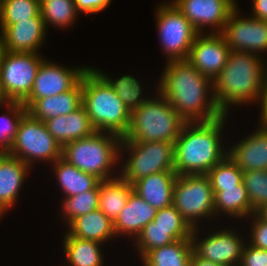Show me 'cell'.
Instances as JSON below:
<instances>
[{
    "label": "cell",
    "mask_w": 267,
    "mask_h": 266,
    "mask_svg": "<svg viewBox=\"0 0 267 266\" xmlns=\"http://www.w3.org/2000/svg\"><path fill=\"white\" fill-rule=\"evenodd\" d=\"M156 90L186 122L211 121L223 114L216 106L212 80L188 60L167 61Z\"/></svg>",
    "instance_id": "1"
},
{
    "label": "cell",
    "mask_w": 267,
    "mask_h": 266,
    "mask_svg": "<svg viewBox=\"0 0 267 266\" xmlns=\"http://www.w3.org/2000/svg\"><path fill=\"white\" fill-rule=\"evenodd\" d=\"M228 115L211 121L186 122L174 142L177 175H206L226 155L222 131Z\"/></svg>",
    "instance_id": "2"
},
{
    "label": "cell",
    "mask_w": 267,
    "mask_h": 266,
    "mask_svg": "<svg viewBox=\"0 0 267 266\" xmlns=\"http://www.w3.org/2000/svg\"><path fill=\"white\" fill-rule=\"evenodd\" d=\"M262 56L244 51H231L227 63L212 81L216 106L229 115L231 106L258 103L267 73Z\"/></svg>",
    "instance_id": "3"
},
{
    "label": "cell",
    "mask_w": 267,
    "mask_h": 266,
    "mask_svg": "<svg viewBox=\"0 0 267 266\" xmlns=\"http://www.w3.org/2000/svg\"><path fill=\"white\" fill-rule=\"evenodd\" d=\"M82 105L96 131L124 137L130 126L131 112L108 81L89 66L82 76Z\"/></svg>",
    "instance_id": "4"
},
{
    "label": "cell",
    "mask_w": 267,
    "mask_h": 266,
    "mask_svg": "<svg viewBox=\"0 0 267 266\" xmlns=\"http://www.w3.org/2000/svg\"><path fill=\"white\" fill-rule=\"evenodd\" d=\"M121 142L122 137L114 133L95 131L88 137L66 143L62 147V158L100 180L112 179L119 176L113 174V169L119 159L122 160Z\"/></svg>",
    "instance_id": "5"
},
{
    "label": "cell",
    "mask_w": 267,
    "mask_h": 266,
    "mask_svg": "<svg viewBox=\"0 0 267 266\" xmlns=\"http://www.w3.org/2000/svg\"><path fill=\"white\" fill-rule=\"evenodd\" d=\"M131 112L130 126L122 141L175 142L186 121L158 91Z\"/></svg>",
    "instance_id": "6"
},
{
    "label": "cell",
    "mask_w": 267,
    "mask_h": 266,
    "mask_svg": "<svg viewBox=\"0 0 267 266\" xmlns=\"http://www.w3.org/2000/svg\"><path fill=\"white\" fill-rule=\"evenodd\" d=\"M127 154L119 175L127 182L159 172L174 171V142L122 141L120 154Z\"/></svg>",
    "instance_id": "7"
},
{
    "label": "cell",
    "mask_w": 267,
    "mask_h": 266,
    "mask_svg": "<svg viewBox=\"0 0 267 266\" xmlns=\"http://www.w3.org/2000/svg\"><path fill=\"white\" fill-rule=\"evenodd\" d=\"M8 154L33 167L36 162H51L62 157V146L47 131L43 121L28 112L19 122L17 133Z\"/></svg>",
    "instance_id": "8"
},
{
    "label": "cell",
    "mask_w": 267,
    "mask_h": 266,
    "mask_svg": "<svg viewBox=\"0 0 267 266\" xmlns=\"http://www.w3.org/2000/svg\"><path fill=\"white\" fill-rule=\"evenodd\" d=\"M173 206L192 229L202 219L215 217L214 194L207 175H177Z\"/></svg>",
    "instance_id": "9"
},
{
    "label": "cell",
    "mask_w": 267,
    "mask_h": 266,
    "mask_svg": "<svg viewBox=\"0 0 267 266\" xmlns=\"http://www.w3.org/2000/svg\"><path fill=\"white\" fill-rule=\"evenodd\" d=\"M155 20L158 39L167 61L187 60L190 48L199 34L194 26L171 1L158 4Z\"/></svg>",
    "instance_id": "10"
},
{
    "label": "cell",
    "mask_w": 267,
    "mask_h": 266,
    "mask_svg": "<svg viewBox=\"0 0 267 266\" xmlns=\"http://www.w3.org/2000/svg\"><path fill=\"white\" fill-rule=\"evenodd\" d=\"M44 58L40 53L3 50L0 57V86L9 101L23 103L28 98Z\"/></svg>",
    "instance_id": "11"
},
{
    "label": "cell",
    "mask_w": 267,
    "mask_h": 266,
    "mask_svg": "<svg viewBox=\"0 0 267 266\" xmlns=\"http://www.w3.org/2000/svg\"><path fill=\"white\" fill-rule=\"evenodd\" d=\"M199 228H194L191 233L193 251L199 257L223 266L240 265L246 237L237 234L232 227H225L199 238Z\"/></svg>",
    "instance_id": "12"
},
{
    "label": "cell",
    "mask_w": 267,
    "mask_h": 266,
    "mask_svg": "<svg viewBox=\"0 0 267 266\" xmlns=\"http://www.w3.org/2000/svg\"><path fill=\"white\" fill-rule=\"evenodd\" d=\"M239 11L238 6L232 11L220 34L231 51L260 56L267 51V20L241 16Z\"/></svg>",
    "instance_id": "13"
},
{
    "label": "cell",
    "mask_w": 267,
    "mask_h": 266,
    "mask_svg": "<svg viewBox=\"0 0 267 266\" xmlns=\"http://www.w3.org/2000/svg\"><path fill=\"white\" fill-rule=\"evenodd\" d=\"M89 67L69 68L43 59L35 77L31 93L23 102L27 109L35 100L52 97L71 90Z\"/></svg>",
    "instance_id": "14"
},
{
    "label": "cell",
    "mask_w": 267,
    "mask_h": 266,
    "mask_svg": "<svg viewBox=\"0 0 267 266\" xmlns=\"http://www.w3.org/2000/svg\"><path fill=\"white\" fill-rule=\"evenodd\" d=\"M194 26L198 33H221L232 11L239 6L236 0H171ZM212 29V30H211Z\"/></svg>",
    "instance_id": "15"
},
{
    "label": "cell",
    "mask_w": 267,
    "mask_h": 266,
    "mask_svg": "<svg viewBox=\"0 0 267 266\" xmlns=\"http://www.w3.org/2000/svg\"><path fill=\"white\" fill-rule=\"evenodd\" d=\"M231 50L220 33H199L190 48L187 60L212 81L227 63Z\"/></svg>",
    "instance_id": "16"
},
{
    "label": "cell",
    "mask_w": 267,
    "mask_h": 266,
    "mask_svg": "<svg viewBox=\"0 0 267 266\" xmlns=\"http://www.w3.org/2000/svg\"><path fill=\"white\" fill-rule=\"evenodd\" d=\"M3 50L38 53L45 42L47 28L41 13L31 20H20L12 25H0Z\"/></svg>",
    "instance_id": "17"
},
{
    "label": "cell",
    "mask_w": 267,
    "mask_h": 266,
    "mask_svg": "<svg viewBox=\"0 0 267 266\" xmlns=\"http://www.w3.org/2000/svg\"><path fill=\"white\" fill-rule=\"evenodd\" d=\"M257 127L228 149V156L243 172L267 170V126Z\"/></svg>",
    "instance_id": "18"
},
{
    "label": "cell",
    "mask_w": 267,
    "mask_h": 266,
    "mask_svg": "<svg viewBox=\"0 0 267 266\" xmlns=\"http://www.w3.org/2000/svg\"><path fill=\"white\" fill-rule=\"evenodd\" d=\"M30 169L29 165L15 156L0 153V220L18 201L21 187Z\"/></svg>",
    "instance_id": "19"
},
{
    "label": "cell",
    "mask_w": 267,
    "mask_h": 266,
    "mask_svg": "<svg viewBox=\"0 0 267 266\" xmlns=\"http://www.w3.org/2000/svg\"><path fill=\"white\" fill-rule=\"evenodd\" d=\"M156 213V208L132 191L124 209L113 222L116 238L124 235L135 240L143 228L154 220Z\"/></svg>",
    "instance_id": "20"
},
{
    "label": "cell",
    "mask_w": 267,
    "mask_h": 266,
    "mask_svg": "<svg viewBox=\"0 0 267 266\" xmlns=\"http://www.w3.org/2000/svg\"><path fill=\"white\" fill-rule=\"evenodd\" d=\"M43 122L47 131L62 147L68 142L88 137L96 131L83 105L69 114Z\"/></svg>",
    "instance_id": "21"
},
{
    "label": "cell",
    "mask_w": 267,
    "mask_h": 266,
    "mask_svg": "<svg viewBox=\"0 0 267 266\" xmlns=\"http://www.w3.org/2000/svg\"><path fill=\"white\" fill-rule=\"evenodd\" d=\"M177 179L175 171L155 173L133 183V191L154 208L173 205V190Z\"/></svg>",
    "instance_id": "22"
},
{
    "label": "cell",
    "mask_w": 267,
    "mask_h": 266,
    "mask_svg": "<svg viewBox=\"0 0 267 266\" xmlns=\"http://www.w3.org/2000/svg\"><path fill=\"white\" fill-rule=\"evenodd\" d=\"M82 105V78L69 91L35 100L27 112L37 120L48 119L69 114Z\"/></svg>",
    "instance_id": "23"
},
{
    "label": "cell",
    "mask_w": 267,
    "mask_h": 266,
    "mask_svg": "<svg viewBox=\"0 0 267 266\" xmlns=\"http://www.w3.org/2000/svg\"><path fill=\"white\" fill-rule=\"evenodd\" d=\"M65 235L79 239L108 242L116 238L113 221L99 209L75 218L69 225Z\"/></svg>",
    "instance_id": "24"
},
{
    "label": "cell",
    "mask_w": 267,
    "mask_h": 266,
    "mask_svg": "<svg viewBox=\"0 0 267 266\" xmlns=\"http://www.w3.org/2000/svg\"><path fill=\"white\" fill-rule=\"evenodd\" d=\"M50 165H53L52 172L56 175L58 186L63 190L64 198L99 189V178L77 169L62 157Z\"/></svg>",
    "instance_id": "25"
},
{
    "label": "cell",
    "mask_w": 267,
    "mask_h": 266,
    "mask_svg": "<svg viewBox=\"0 0 267 266\" xmlns=\"http://www.w3.org/2000/svg\"><path fill=\"white\" fill-rule=\"evenodd\" d=\"M133 184L124 180L120 175L99 182V210L113 222L124 209Z\"/></svg>",
    "instance_id": "26"
},
{
    "label": "cell",
    "mask_w": 267,
    "mask_h": 266,
    "mask_svg": "<svg viewBox=\"0 0 267 266\" xmlns=\"http://www.w3.org/2000/svg\"><path fill=\"white\" fill-rule=\"evenodd\" d=\"M215 217L226 214L230 218H247L255 211L250 205L247 190L242 182L237 187L224 188L222 191H213ZM244 217V218H243Z\"/></svg>",
    "instance_id": "27"
},
{
    "label": "cell",
    "mask_w": 267,
    "mask_h": 266,
    "mask_svg": "<svg viewBox=\"0 0 267 266\" xmlns=\"http://www.w3.org/2000/svg\"><path fill=\"white\" fill-rule=\"evenodd\" d=\"M63 251L69 266H104L103 243L64 235Z\"/></svg>",
    "instance_id": "28"
},
{
    "label": "cell",
    "mask_w": 267,
    "mask_h": 266,
    "mask_svg": "<svg viewBox=\"0 0 267 266\" xmlns=\"http://www.w3.org/2000/svg\"><path fill=\"white\" fill-rule=\"evenodd\" d=\"M193 229H162L152 221L148 223L134 241V247L142 259L149 251L172 244L174 241L191 239ZM136 245V246H135Z\"/></svg>",
    "instance_id": "29"
},
{
    "label": "cell",
    "mask_w": 267,
    "mask_h": 266,
    "mask_svg": "<svg viewBox=\"0 0 267 266\" xmlns=\"http://www.w3.org/2000/svg\"><path fill=\"white\" fill-rule=\"evenodd\" d=\"M192 252V240L183 239L153 249L141 260L144 266H189Z\"/></svg>",
    "instance_id": "30"
},
{
    "label": "cell",
    "mask_w": 267,
    "mask_h": 266,
    "mask_svg": "<svg viewBox=\"0 0 267 266\" xmlns=\"http://www.w3.org/2000/svg\"><path fill=\"white\" fill-rule=\"evenodd\" d=\"M40 10L46 28L52 25L58 29L69 28L80 14L74 0H40Z\"/></svg>",
    "instance_id": "31"
},
{
    "label": "cell",
    "mask_w": 267,
    "mask_h": 266,
    "mask_svg": "<svg viewBox=\"0 0 267 266\" xmlns=\"http://www.w3.org/2000/svg\"><path fill=\"white\" fill-rule=\"evenodd\" d=\"M96 70L108 81L114 92L123 101L130 112L139 108L150 98V96H142L143 86L136 77L126 74L119 78L116 77L114 80L110 78L107 73H103L104 71H101L99 68Z\"/></svg>",
    "instance_id": "32"
},
{
    "label": "cell",
    "mask_w": 267,
    "mask_h": 266,
    "mask_svg": "<svg viewBox=\"0 0 267 266\" xmlns=\"http://www.w3.org/2000/svg\"><path fill=\"white\" fill-rule=\"evenodd\" d=\"M62 221L69 225L75 218L99 208V189H92L82 194L65 197L61 201Z\"/></svg>",
    "instance_id": "33"
},
{
    "label": "cell",
    "mask_w": 267,
    "mask_h": 266,
    "mask_svg": "<svg viewBox=\"0 0 267 266\" xmlns=\"http://www.w3.org/2000/svg\"><path fill=\"white\" fill-rule=\"evenodd\" d=\"M40 13V0H0V25L31 20Z\"/></svg>",
    "instance_id": "34"
},
{
    "label": "cell",
    "mask_w": 267,
    "mask_h": 266,
    "mask_svg": "<svg viewBox=\"0 0 267 266\" xmlns=\"http://www.w3.org/2000/svg\"><path fill=\"white\" fill-rule=\"evenodd\" d=\"M243 171L226 155L206 175L209 178L213 191H222L224 188L237 187L243 182Z\"/></svg>",
    "instance_id": "35"
},
{
    "label": "cell",
    "mask_w": 267,
    "mask_h": 266,
    "mask_svg": "<svg viewBox=\"0 0 267 266\" xmlns=\"http://www.w3.org/2000/svg\"><path fill=\"white\" fill-rule=\"evenodd\" d=\"M4 108L7 109L5 110L7 112L0 116V153L9 152L15 139L19 122L27 113V109L21 102L10 101Z\"/></svg>",
    "instance_id": "36"
},
{
    "label": "cell",
    "mask_w": 267,
    "mask_h": 266,
    "mask_svg": "<svg viewBox=\"0 0 267 266\" xmlns=\"http://www.w3.org/2000/svg\"><path fill=\"white\" fill-rule=\"evenodd\" d=\"M243 183L247 190L250 205L257 212L267 204V170L244 172Z\"/></svg>",
    "instance_id": "37"
},
{
    "label": "cell",
    "mask_w": 267,
    "mask_h": 266,
    "mask_svg": "<svg viewBox=\"0 0 267 266\" xmlns=\"http://www.w3.org/2000/svg\"><path fill=\"white\" fill-rule=\"evenodd\" d=\"M153 222L162 229H192L173 205L158 209Z\"/></svg>",
    "instance_id": "38"
},
{
    "label": "cell",
    "mask_w": 267,
    "mask_h": 266,
    "mask_svg": "<svg viewBox=\"0 0 267 266\" xmlns=\"http://www.w3.org/2000/svg\"><path fill=\"white\" fill-rule=\"evenodd\" d=\"M250 234L248 236L249 244L258 247L260 249H267V220L261 217L257 212H254L251 216Z\"/></svg>",
    "instance_id": "39"
},
{
    "label": "cell",
    "mask_w": 267,
    "mask_h": 266,
    "mask_svg": "<svg viewBox=\"0 0 267 266\" xmlns=\"http://www.w3.org/2000/svg\"><path fill=\"white\" fill-rule=\"evenodd\" d=\"M239 266H267V249L245 243Z\"/></svg>",
    "instance_id": "40"
},
{
    "label": "cell",
    "mask_w": 267,
    "mask_h": 266,
    "mask_svg": "<svg viewBox=\"0 0 267 266\" xmlns=\"http://www.w3.org/2000/svg\"><path fill=\"white\" fill-rule=\"evenodd\" d=\"M74 2L79 13L90 15L99 13L108 8L112 0H74Z\"/></svg>",
    "instance_id": "41"
},
{
    "label": "cell",
    "mask_w": 267,
    "mask_h": 266,
    "mask_svg": "<svg viewBox=\"0 0 267 266\" xmlns=\"http://www.w3.org/2000/svg\"><path fill=\"white\" fill-rule=\"evenodd\" d=\"M260 103V119L259 123H257L259 126H267V73L265 77V81L263 84V89L260 95V98L258 100Z\"/></svg>",
    "instance_id": "42"
},
{
    "label": "cell",
    "mask_w": 267,
    "mask_h": 266,
    "mask_svg": "<svg viewBox=\"0 0 267 266\" xmlns=\"http://www.w3.org/2000/svg\"><path fill=\"white\" fill-rule=\"evenodd\" d=\"M252 17L259 20H267V0H252Z\"/></svg>",
    "instance_id": "43"
},
{
    "label": "cell",
    "mask_w": 267,
    "mask_h": 266,
    "mask_svg": "<svg viewBox=\"0 0 267 266\" xmlns=\"http://www.w3.org/2000/svg\"><path fill=\"white\" fill-rule=\"evenodd\" d=\"M189 266H223L199 257L194 251L190 257Z\"/></svg>",
    "instance_id": "44"
},
{
    "label": "cell",
    "mask_w": 267,
    "mask_h": 266,
    "mask_svg": "<svg viewBox=\"0 0 267 266\" xmlns=\"http://www.w3.org/2000/svg\"><path fill=\"white\" fill-rule=\"evenodd\" d=\"M10 101L7 99V97L5 96L1 86H0V109L3 106H6Z\"/></svg>",
    "instance_id": "45"
},
{
    "label": "cell",
    "mask_w": 267,
    "mask_h": 266,
    "mask_svg": "<svg viewBox=\"0 0 267 266\" xmlns=\"http://www.w3.org/2000/svg\"><path fill=\"white\" fill-rule=\"evenodd\" d=\"M257 213H258L261 217H263L264 219L267 220V204L264 205L262 208H260V209L257 211Z\"/></svg>",
    "instance_id": "46"
},
{
    "label": "cell",
    "mask_w": 267,
    "mask_h": 266,
    "mask_svg": "<svg viewBox=\"0 0 267 266\" xmlns=\"http://www.w3.org/2000/svg\"><path fill=\"white\" fill-rule=\"evenodd\" d=\"M2 52H3V43H2V35L0 31V57H1Z\"/></svg>",
    "instance_id": "47"
}]
</instances>
